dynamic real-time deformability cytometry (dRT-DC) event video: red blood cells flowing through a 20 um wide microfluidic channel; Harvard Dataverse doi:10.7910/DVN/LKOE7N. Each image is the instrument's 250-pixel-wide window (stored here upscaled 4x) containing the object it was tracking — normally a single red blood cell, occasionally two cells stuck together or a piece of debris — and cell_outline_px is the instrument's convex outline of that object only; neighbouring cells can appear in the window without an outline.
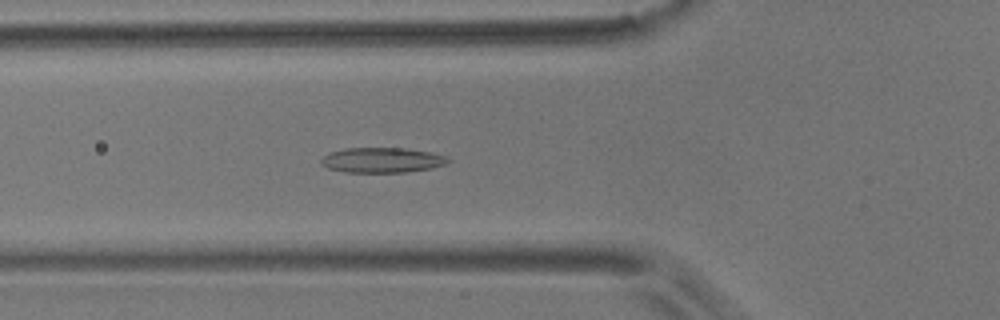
{"species": "common noctule bat (a hibernating species)", "species_latin": "Nyctalus noctula", "temperature_condition": "room temperature", "stored_images_in_passage": 5, "camera_frame_rate_fps": 3000, "um_per_image_px": 0.085, "animal": {"sex": "male", "body_mass_g": 17.9}, "frame": {"image": 1, "passage_image": 5, "time_ms": 1.333, "image_size_px": [1000, 320], "cell_outline_px": [[452, 160], [448, 164], [432, 168], [408, 172], [344, 172], [328, 168], [320, 164], [320, 160], [328, 152], [344, 148], [404, 148], [432, 152], [448, 156]], "centroid_in_image_um": [32.51, 13.6], "position_along_channel_um": 93.3, "area_um2": 18.9}}